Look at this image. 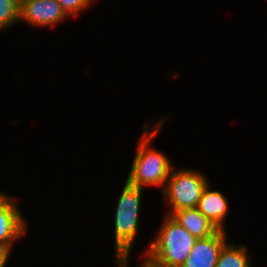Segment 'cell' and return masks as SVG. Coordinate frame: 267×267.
Here are the masks:
<instances>
[{
    "instance_id": "cell-2",
    "label": "cell",
    "mask_w": 267,
    "mask_h": 267,
    "mask_svg": "<svg viewBox=\"0 0 267 267\" xmlns=\"http://www.w3.org/2000/svg\"><path fill=\"white\" fill-rule=\"evenodd\" d=\"M143 188L127 181L118 199L114 213L115 256L119 267H128L134 239L139 232V212Z\"/></svg>"
},
{
    "instance_id": "cell-5",
    "label": "cell",
    "mask_w": 267,
    "mask_h": 267,
    "mask_svg": "<svg viewBox=\"0 0 267 267\" xmlns=\"http://www.w3.org/2000/svg\"><path fill=\"white\" fill-rule=\"evenodd\" d=\"M15 197L4 194L0 198V249L11 252L14 241L26 233V222Z\"/></svg>"
},
{
    "instance_id": "cell-15",
    "label": "cell",
    "mask_w": 267,
    "mask_h": 267,
    "mask_svg": "<svg viewBox=\"0 0 267 267\" xmlns=\"http://www.w3.org/2000/svg\"><path fill=\"white\" fill-rule=\"evenodd\" d=\"M4 194H5L4 192H3V193L0 192V198H1Z\"/></svg>"
},
{
    "instance_id": "cell-6",
    "label": "cell",
    "mask_w": 267,
    "mask_h": 267,
    "mask_svg": "<svg viewBox=\"0 0 267 267\" xmlns=\"http://www.w3.org/2000/svg\"><path fill=\"white\" fill-rule=\"evenodd\" d=\"M69 17L57 0H21L20 19L33 26H54Z\"/></svg>"
},
{
    "instance_id": "cell-12",
    "label": "cell",
    "mask_w": 267,
    "mask_h": 267,
    "mask_svg": "<svg viewBox=\"0 0 267 267\" xmlns=\"http://www.w3.org/2000/svg\"><path fill=\"white\" fill-rule=\"evenodd\" d=\"M68 16H77L91 6L92 0H57Z\"/></svg>"
},
{
    "instance_id": "cell-3",
    "label": "cell",
    "mask_w": 267,
    "mask_h": 267,
    "mask_svg": "<svg viewBox=\"0 0 267 267\" xmlns=\"http://www.w3.org/2000/svg\"><path fill=\"white\" fill-rule=\"evenodd\" d=\"M163 221L145 256L160 267H181L197 238L170 215H166Z\"/></svg>"
},
{
    "instance_id": "cell-10",
    "label": "cell",
    "mask_w": 267,
    "mask_h": 267,
    "mask_svg": "<svg viewBox=\"0 0 267 267\" xmlns=\"http://www.w3.org/2000/svg\"><path fill=\"white\" fill-rule=\"evenodd\" d=\"M247 246L226 243L220 251L216 267H252Z\"/></svg>"
},
{
    "instance_id": "cell-1",
    "label": "cell",
    "mask_w": 267,
    "mask_h": 267,
    "mask_svg": "<svg viewBox=\"0 0 267 267\" xmlns=\"http://www.w3.org/2000/svg\"><path fill=\"white\" fill-rule=\"evenodd\" d=\"M164 120V117L160 118L157 121L158 123L156 122V125L152 126V129L144 130L145 132L137 142L134 161L126 180L130 185L141 188L146 186L165 187L173 164L168 156L154 148H150V143L163 126Z\"/></svg>"
},
{
    "instance_id": "cell-9",
    "label": "cell",
    "mask_w": 267,
    "mask_h": 267,
    "mask_svg": "<svg viewBox=\"0 0 267 267\" xmlns=\"http://www.w3.org/2000/svg\"><path fill=\"white\" fill-rule=\"evenodd\" d=\"M170 216L197 239L211 236L218 230L197 208L176 210Z\"/></svg>"
},
{
    "instance_id": "cell-7",
    "label": "cell",
    "mask_w": 267,
    "mask_h": 267,
    "mask_svg": "<svg viewBox=\"0 0 267 267\" xmlns=\"http://www.w3.org/2000/svg\"><path fill=\"white\" fill-rule=\"evenodd\" d=\"M226 238V231L218 229L211 236L197 239L181 267H216L220 251L227 243Z\"/></svg>"
},
{
    "instance_id": "cell-14",
    "label": "cell",
    "mask_w": 267,
    "mask_h": 267,
    "mask_svg": "<svg viewBox=\"0 0 267 267\" xmlns=\"http://www.w3.org/2000/svg\"><path fill=\"white\" fill-rule=\"evenodd\" d=\"M138 267H160V266L156 265L153 261L149 260L145 256L144 261L140 264V266L138 265Z\"/></svg>"
},
{
    "instance_id": "cell-13",
    "label": "cell",
    "mask_w": 267,
    "mask_h": 267,
    "mask_svg": "<svg viewBox=\"0 0 267 267\" xmlns=\"http://www.w3.org/2000/svg\"><path fill=\"white\" fill-rule=\"evenodd\" d=\"M10 252L0 249V267H5L9 260Z\"/></svg>"
},
{
    "instance_id": "cell-8",
    "label": "cell",
    "mask_w": 267,
    "mask_h": 267,
    "mask_svg": "<svg viewBox=\"0 0 267 267\" xmlns=\"http://www.w3.org/2000/svg\"><path fill=\"white\" fill-rule=\"evenodd\" d=\"M228 204L226 197L220 191L212 190L208 184L196 208L219 230H224L229 209Z\"/></svg>"
},
{
    "instance_id": "cell-4",
    "label": "cell",
    "mask_w": 267,
    "mask_h": 267,
    "mask_svg": "<svg viewBox=\"0 0 267 267\" xmlns=\"http://www.w3.org/2000/svg\"><path fill=\"white\" fill-rule=\"evenodd\" d=\"M208 184L207 177L199 170L190 168L174 170L172 168L161 192L170 204L168 215L176 210L196 208Z\"/></svg>"
},
{
    "instance_id": "cell-11",
    "label": "cell",
    "mask_w": 267,
    "mask_h": 267,
    "mask_svg": "<svg viewBox=\"0 0 267 267\" xmlns=\"http://www.w3.org/2000/svg\"><path fill=\"white\" fill-rule=\"evenodd\" d=\"M21 0H0V31L20 22Z\"/></svg>"
}]
</instances>
